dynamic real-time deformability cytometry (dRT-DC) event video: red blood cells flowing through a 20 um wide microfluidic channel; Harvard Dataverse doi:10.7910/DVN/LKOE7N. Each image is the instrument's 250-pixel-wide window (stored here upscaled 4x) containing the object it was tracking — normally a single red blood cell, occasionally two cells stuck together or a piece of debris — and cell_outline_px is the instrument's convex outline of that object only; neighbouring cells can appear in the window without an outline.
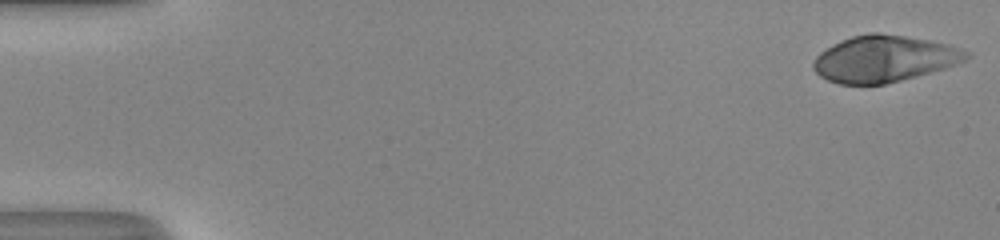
{"species": "human", "species_latin": "Homo sapiens", "temperature_condition": "room temperature", "stored_images_in_passage": 51, "camera_frame_rate_fps": 3000, "um_per_image_px": 0.085, "donor": {"sex": "male"}, "frame": {"image": 1, "passage_image": 1, "time_ms": 0.0, "image_size_px": [1000, 240], "cell_outline_px": [[972, 56], [964, 60], [944, 68], [916, 76], [884, 84], [840, 84], [828, 80], [820, 76], [812, 68], [812, 64], [816, 56], [820, 52], [832, 44], [840, 40], [852, 36], [868, 32], [880, 32], [928, 40], [948, 44], [968, 52]], "centroid_in_image_um": [75.1, 4.98], "position_along_channel_um": 9.9, "area_um2": 41.21}}
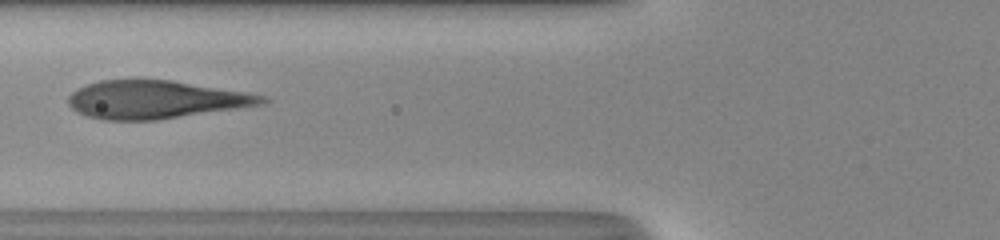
{"frame": {"image": 2, "passage_image": 21, "time_ms": 6.667, "image_size_px": [1000, 240], "cell_outline_px": [[268, 100], [264, 104], [156, 120], [104, 120], [88, 116], [76, 112], [68, 104], [68, 96], [76, 88], [100, 80], [172, 80], [244, 92], [264, 96]], "centroid_in_image_um": [13.16, 8.47], "position_along_channel_um": 112.6, "area_um2": 42.54}}
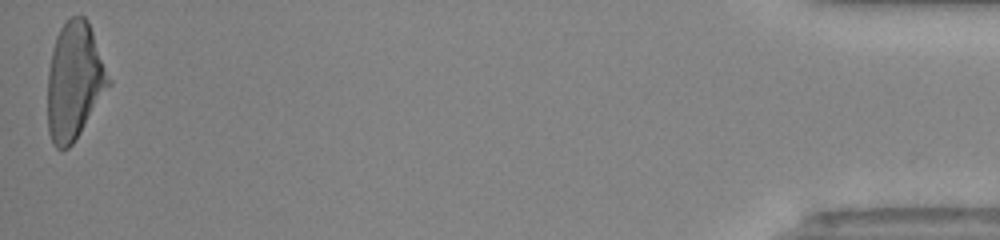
{"frame": {"image": 3, "passage_image": 51, "time_ms": 16.667, "image_size_px": [1000, 240], "cell_outline_px": [[112, 84], [72, 144], [68, 148], [56, 148], [52, 144], [48, 132], [48, 68], [56, 36], [60, 28], [72, 16], [84, 16], [88, 20], [112, 80]], "centroid_in_image_um": [6.34, 6.89], "position_along_channel_um": 428.9, "area_um2": 41.79}}